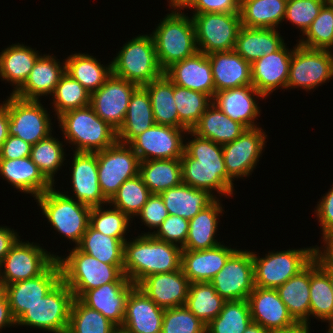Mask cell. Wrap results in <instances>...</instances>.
<instances>
[{
	"label": "cell",
	"mask_w": 333,
	"mask_h": 333,
	"mask_svg": "<svg viewBox=\"0 0 333 333\" xmlns=\"http://www.w3.org/2000/svg\"><path fill=\"white\" fill-rule=\"evenodd\" d=\"M187 134L194 138L185 142L184 154L180 158L182 183L207 190L212 195L216 191L219 197L233 196L234 181L227 175L222 145L191 130Z\"/></svg>",
	"instance_id": "cell-1"
},
{
	"label": "cell",
	"mask_w": 333,
	"mask_h": 333,
	"mask_svg": "<svg viewBox=\"0 0 333 333\" xmlns=\"http://www.w3.org/2000/svg\"><path fill=\"white\" fill-rule=\"evenodd\" d=\"M181 251L176 244L141 234L124 243L123 272L138 285L147 276L177 271L181 268Z\"/></svg>",
	"instance_id": "cell-2"
},
{
	"label": "cell",
	"mask_w": 333,
	"mask_h": 333,
	"mask_svg": "<svg viewBox=\"0 0 333 333\" xmlns=\"http://www.w3.org/2000/svg\"><path fill=\"white\" fill-rule=\"evenodd\" d=\"M68 255L58 256L61 280L70 288L75 298L85 291L111 282H131L123 272V264H106L77 247Z\"/></svg>",
	"instance_id": "cell-3"
},
{
	"label": "cell",
	"mask_w": 333,
	"mask_h": 333,
	"mask_svg": "<svg viewBox=\"0 0 333 333\" xmlns=\"http://www.w3.org/2000/svg\"><path fill=\"white\" fill-rule=\"evenodd\" d=\"M59 128L67 141L75 146L73 152L95 153L117 142V131L103 121L89 105L69 110L57 118Z\"/></svg>",
	"instance_id": "cell-4"
},
{
	"label": "cell",
	"mask_w": 333,
	"mask_h": 333,
	"mask_svg": "<svg viewBox=\"0 0 333 333\" xmlns=\"http://www.w3.org/2000/svg\"><path fill=\"white\" fill-rule=\"evenodd\" d=\"M151 35L163 72L198 51L193 19L181 9H173L166 14Z\"/></svg>",
	"instance_id": "cell-5"
},
{
	"label": "cell",
	"mask_w": 333,
	"mask_h": 333,
	"mask_svg": "<svg viewBox=\"0 0 333 333\" xmlns=\"http://www.w3.org/2000/svg\"><path fill=\"white\" fill-rule=\"evenodd\" d=\"M52 187L34 200L40 207L42 215L51 227L62 237L80 243L89 225L91 207L84 205Z\"/></svg>",
	"instance_id": "cell-6"
},
{
	"label": "cell",
	"mask_w": 333,
	"mask_h": 333,
	"mask_svg": "<svg viewBox=\"0 0 333 333\" xmlns=\"http://www.w3.org/2000/svg\"><path fill=\"white\" fill-rule=\"evenodd\" d=\"M111 61L112 74L144 86L164 74L151 34L138 35L126 42Z\"/></svg>",
	"instance_id": "cell-7"
},
{
	"label": "cell",
	"mask_w": 333,
	"mask_h": 333,
	"mask_svg": "<svg viewBox=\"0 0 333 333\" xmlns=\"http://www.w3.org/2000/svg\"><path fill=\"white\" fill-rule=\"evenodd\" d=\"M314 246L268 251L265 257L252 252L255 286L276 289L297 275L314 259Z\"/></svg>",
	"instance_id": "cell-8"
},
{
	"label": "cell",
	"mask_w": 333,
	"mask_h": 333,
	"mask_svg": "<svg viewBox=\"0 0 333 333\" xmlns=\"http://www.w3.org/2000/svg\"><path fill=\"white\" fill-rule=\"evenodd\" d=\"M73 292L61 280L40 301L31 306L17 321V326H29L50 333H66Z\"/></svg>",
	"instance_id": "cell-9"
},
{
	"label": "cell",
	"mask_w": 333,
	"mask_h": 333,
	"mask_svg": "<svg viewBox=\"0 0 333 333\" xmlns=\"http://www.w3.org/2000/svg\"><path fill=\"white\" fill-rule=\"evenodd\" d=\"M333 51L296 43L290 61L287 89L314 90L333 79Z\"/></svg>",
	"instance_id": "cell-10"
},
{
	"label": "cell",
	"mask_w": 333,
	"mask_h": 333,
	"mask_svg": "<svg viewBox=\"0 0 333 333\" xmlns=\"http://www.w3.org/2000/svg\"><path fill=\"white\" fill-rule=\"evenodd\" d=\"M191 17L198 51L208 55L234 50L242 26L240 13H202Z\"/></svg>",
	"instance_id": "cell-11"
},
{
	"label": "cell",
	"mask_w": 333,
	"mask_h": 333,
	"mask_svg": "<svg viewBox=\"0 0 333 333\" xmlns=\"http://www.w3.org/2000/svg\"><path fill=\"white\" fill-rule=\"evenodd\" d=\"M96 156L100 188L104 197L110 201L126 180L139 175L141 161L128 144L118 141L96 152Z\"/></svg>",
	"instance_id": "cell-12"
},
{
	"label": "cell",
	"mask_w": 333,
	"mask_h": 333,
	"mask_svg": "<svg viewBox=\"0 0 333 333\" xmlns=\"http://www.w3.org/2000/svg\"><path fill=\"white\" fill-rule=\"evenodd\" d=\"M8 113V135L21 138L31 145L53 132L50 114L40 101L24 100L10 94Z\"/></svg>",
	"instance_id": "cell-13"
},
{
	"label": "cell",
	"mask_w": 333,
	"mask_h": 333,
	"mask_svg": "<svg viewBox=\"0 0 333 333\" xmlns=\"http://www.w3.org/2000/svg\"><path fill=\"white\" fill-rule=\"evenodd\" d=\"M19 238L0 262V275L7 285L41 275L59 255Z\"/></svg>",
	"instance_id": "cell-14"
},
{
	"label": "cell",
	"mask_w": 333,
	"mask_h": 333,
	"mask_svg": "<svg viewBox=\"0 0 333 333\" xmlns=\"http://www.w3.org/2000/svg\"><path fill=\"white\" fill-rule=\"evenodd\" d=\"M210 283L225 301L248 299L255 287L252 251L237 249Z\"/></svg>",
	"instance_id": "cell-15"
},
{
	"label": "cell",
	"mask_w": 333,
	"mask_h": 333,
	"mask_svg": "<svg viewBox=\"0 0 333 333\" xmlns=\"http://www.w3.org/2000/svg\"><path fill=\"white\" fill-rule=\"evenodd\" d=\"M186 129L154 124L128 145L141 162L154 159H177L184 154Z\"/></svg>",
	"instance_id": "cell-16"
},
{
	"label": "cell",
	"mask_w": 333,
	"mask_h": 333,
	"mask_svg": "<svg viewBox=\"0 0 333 333\" xmlns=\"http://www.w3.org/2000/svg\"><path fill=\"white\" fill-rule=\"evenodd\" d=\"M267 134L262 127L248 128L234 141L222 145L227 175L236 178L249 177L266 147Z\"/></svg>",
	"instance_id": "cell-17"
},
{
	"label": "cell",
	"mask_w": 333,
	"mask_h": 333,
	"mask_svg": "<svg viewBox=\"0 0 333 333\" xmlns=\"http://www.w3.org/2000/svg\"><path fill=\"white\" fill-rule=\"evenodd\" d=\"M139 86L111 74L105 83L91 93L90 106L116 131L122 126L131 95Z\"/></svg>",
	"instance_id": "cell-18"
},
{
	"label": "cell",
	"mask_w": 333,
	"mask_h": 333,
	"mask_svg": "<svg viewBox=\"0 0 333 333\" xmlns=\"http://www.w3.org/2000/svg\"><path fill=\"white\" fill-rule=\"evenodd\" d=\"M60 281L61 268L56 259L41 275L7 285V298L15 321Z\"/></svg>",
	"instance_id": "cell-19"
},
{
	"label": "cell",
	"mask_w": 333,
	"mask_h": 333,
	"mask_svg": "<svg viewBox=\"0 0 333 333\" xmlns=\"http://www.w3.org/2000/svg\"><path fill=\"white\" fill-rule=\"evenodd\" d=\"M71 165V184L72 195L67 196L74 198L76 201L87 205L91 208L106 206L109 201L104 197L98 181V164L95 153L73 152Z\"/></svg>",
	"instance_id": "cell-20"
},
{
	"label": "cell",
	"mask_w": 333,
	"mask_h": 333,
	"mask_svg": "<svg viewBox=\"0 0 333 333\" xmlns=\"http://www.w3.org/2000/svg\"><path fill=\"white\" fill-rule=\"evenodd\" d=\"M258 98L263 100L265 97L253 85H247L215 92L212 104L246 129L256 128L259 127L256 119L261 113Z\"/></svg>",
	"instance_id": "cell-21"
},
{
	"label": "cell",
	"mask_w": 333,
	"mask_h": 333,
	"mask_svg": "<svg viewBox=\"0 0 333 333\" xmlns=\"http://www.w3.org/2000/svg\"><path fill=\"white\" fill-rule=\"evenodd\" d=\"M293 49L284 44L278 51L263 55L251 64L252 85L265 99L280 87L285 91Z\"/></svg>",
	"instance_id": "cell-22"
},
{
	"label": "cell",
	"mask_w": 333,
	"mask_h": 333,
	"mask_svg": "<svg viewBox=\"0 0 333 333\" xmlns=\"http://www.w3.org/2000/svg\"><path fill=\"white\" fill-rule=\"evenodd\" d=\"M247 300L252 322L267 330L281 331L296 323L276 289L255 286Z\"/></svg>",
	"instance_id": "cell-23"
},
{
	"label": "cell",
	"mask_w": 333,
	"mask_h": 333,
	"mask_svg": "<svg viewBox=\"0 0 333 333\" xmlns=\"http://www.w3.org/2000/svg\"><path fill=\"white\" fill-rule=\"evenodd\" d=\"M137 286L158 306L166 309L185 306L190 282L180 268L147 276Z\"/></svg>",
	"instance_id": "cell-24"
},
{
	"label": "cell",
	"mask_w": 333,
	"mask_h": 333,
	"mask_svg": "<svg viewBox=\"0 0 333 333\" xmlns=\"http://www.w3.org/2000/svg\"><path fill=\"white\" fill-rule=\"evenodd\" d=\"M135 286L132 282H111L85 291L78 299L103 314L115 326H122L127 298Z\"/></svg>",
	"instance_id": "cell-25"
},
{
	"label": "cell",
	"mask_w": 333,
	"mask_h": 333,
	"mask_svg": "<svg viewBox=\"0 0 333 333\" xmlns=\"http://www.w3.org/2000/svg\"><path fill=\"white\" fill-rule=\"evenodd\" d=\"M164 73L175 85L205 93L211 98L215 94L210 60L203 52L197 51L174 63Z\"/></svg>",
	"instance_id": "cell-26"
},
{
	"label": "cell",
	"mask_w": 333,
	"mask_h": 333,
	"mask_svg": "<svg viewBox=\"0 0 333 333\" xmlns=\"http://www.w3.org/2000/svg\"><path fill=\"white\" fill-rule=\"evenodd\" d=\"M236 250L222 243L204 250H182L181 268L190 283L210 282Z\"/></svg>",
	"instance_id": "cell-27"
},
{
	"label": "cell",
	"mask_w": 333,
	"mask_h": 333,
	"mask_svg": "<svg viewBox=\"0 0 333 333\" xmlns=\"http://www.w3.org/2000/svg\"><path fill=\"white\" fill-rule=\"evenodd\" d=\"M56 58L53 54H42L25 83L13 95L20 99L36 101H41L42 96H52L65 73V61L60 63Z\"/></svg>",
	"instance_id": "cell-28"
},
{
	"label": "cell",
	"mask_w": 333,
	"mask_h": 333,
	"mask_svg": "<svg viewBox=\"0 0 333 333\" xmlns=\"http://www.w3.org/2000/svg\"><path fill=\"white\" fill-rule=\"evenodd\" d=\"M163 314L164 308L136 285L127 298L122 327L130 333H161Z\"/></svg>",
	"instance_id": "cell-29"
},
{
	"label": "cell",
	"mask_w": 333,
	"mask_h": 333,
	"mask_svg": "<svg viewBox=\"0 0 333 333\" xmlns=\"http://www.w3.org/2000/svg\"><path fill=\"white\" fill-rule=\"evenodd\" d=\"M207 56L212 68L215 92L252 85L251 64L234 50Z\"/></svg>",
	"instance_id": "cell-30"
},
{
	"label": "cell",
	"mask_w": 333,
	"mask_h": 333,
	"mask_svg": "<svg viewBox=\"0 0 333 333\" xmlns=\"http://www.w3.org/2000/svg\"><path fill=\"white\" fill-rule=\"evenodd\" d=\"M0 175L19 192L30 194L34 199L53 187L30 156L12 160L0 159Z\"/></svg>",
	"instance_id": "cell-31"
},
{
	"label": "cell",
	"mask_w": 333,
	"mask_h": 333,
	"mask_svg": "<svg viewBox=\"0 0 333 333\" xmlns=\"http://www.w3.org/2000/svg\"><path fill=\"white\" fill-rule=\"evenodd\" d=\"M284 42L278 29L241 26L235 41L234 51L252 64L263 55L278 51L286 44Z\"/></svg>",
	"instance_id": "cell-32"
},
{
	"label": "cell",
	"mask_w": 333,
	"mask_h": 333,
	"mask_svg": "<svg viewBox=\"0 0 333 333\" xmlns=\"http://www.w3.org/2000/svg\"><path fill=\"white\" fill-rule=\"evenodd\" d=\"M169 215H177L191 220L217 197L207 190L196 189L185 183L160 193Z\"/></svg>",
	"instance_id": "cell-33"
},
{
	"label": "cell",
	"mask_w": 333,
	"mask_h": 333,
	"mask_svg": "<svg viewBox=\"0 0 333 333\" xmlns=\"http://www.w3.org/2000/svg\"><path fill=\"white\" fill-rule=\"evenodd\" d=\"M41 55L38 50L19 42L0 52V78L14 86L10 94H14L25 83Z\"/></svg>",
	"instance_id": "cell-34"
},
{
	"label": "cell",
	"mask_w": 333,
	"mask_h": 333,
	"mask_svg": "<svg viewBox=\"0 0 333 333\" xmlns=\"http://www.w3.org/2000/svg\"><path fill=\"white\" fill-rule=\"evenodd\" d=\"M222 203L216 198L194 218L189 220V230L182 250H204L213 248L222 242L215 239L219 217L223 214Z\"/></svg>",
	"instance_id": "cell-35"
},
{
	"label": "cell",
	"mask_w": 333,
	"mask_h": 333,
	"mask_svg": "<svg viewBox=\"0 0 333 333\" xmlns=\"http://www.w3.org/2000/svg\"><path fill=\"white\" fill-rule=\"evenodd\" d=\"M154 124L149 94L143 86H139L131 95L125 120L117 131V141L129 144Z\"/></svg>",
	"instance_id": "cell-36"
},
{
	"label": "cell",
	"mask_w": 333,
	"mask_h": 333,
	"mask_svg": "<svg viewBox=\"0 0 333 333\" xmlns=\"http://www.w3.org/2000/svg\"><path fill=\"white\" fill-rule=\"evenodd\" d=\"M280 299L296 322L310 320V263L276 288Z\"/></svg>",
	"instance_id": "cell-37"
},
{
	"label": "cell",
	"mask_w": 333,
	"mask_h": 333,
	"mask_svg": "<svg viewBox=\"0 0 333 333\" xmlns=\"http://www.w3.org/2000/svg\"><path fill=\"white\" fill-rule=\"evenodd\" d=\"M245 129L241 123L232 120L211 104L191 131L202 138L224 145L238 138Z\"/></svg>",
	"instance_id": "cell-38"
},
{
	"label": "cell",
	"mask_w": 333,
	"mask_h": 333,
	"mask_svg": "<svg viewBox=\"0 0 333 333\" xmlns=\"http://www.w3.org/2000/svg\"><path fill=\"white\" fill-rule=\"evenodd\" d=\"M287 0H241V25L277 29L284 21Z\"/></svg>",
	"instance_id": "cell-39"
},
{
	"label": "cell",
	"mask_w": 333,
	"mask_h": 333,
	"mask_svg": "<svg viewBox=\"0 0 333 333\" xmlns=\"http://www.w3.org/2000/svg\"><path fill=\"white\" fill-rule=\"evenodd\" d=\"M65 72L92 93L105 83L112 74V68L111 62L104 66L92 55L74 53L65 59Z\"/></svg>",
	"instance_id": "cell-40"
},
{
	"label": "cell",
	"mask_w": 333,
	"mask_h": 333,
	"mask_svg": "<svg viewBox=\"0 0 333 333\" xmlns=\"http://www.w3.org/2000/svg\"><path fill=\"white\" fill-rule=\"evenodd\" d=\"M322 322L333 320V293L329 269L315 258L310 262V317Z\"/></svg>",
	"instance_id": "cell-41"
},
{
	"label": "cell",
	"mask_w": 333,
	"mask_h": 333,
	"mask_svg": "<svg viewBox=\"0 0 333 333\" xmlns=\"http://www.w3.org/2000/svg\"><path fill=\"white\" fill-rule=\"evenodd\" d=\"M139 175L151 194H160L182 183L180 158L140 162Z\"/></svg>",
	"instance_id": "cell-42"
},
{
	"label": "cell",
	"mask_w": 333,
	"mask_h": 333,
	"mask_svg": "<svg viewBox=\"0 0 333 333\" xmlns=\"http://www.w3.org/2000/svg\"><path fill=\"white\" fill-rule=\"evenodd\" d=\"M143 87L150 97L155 124L179 128V116L173 96V82L164 73Z\"/></svg>",
	"instance_id": "cell-43"
},
{
	"label": "cell",
	"mask_w": 333,
	"mask_h": 333,
	"mask_svg": "<svg viewBox=\"0 0 333 333\" xmlns=\"http://www.w3.org/2000/svg\"><path fill=\"white\" fill-rule=\"evenodd\" d=\"M126 241L107 236L88 225L76 247L103 263L123 264L124 243Z\"/></svg>",
	"instance_id": "cell-44"
},
{
	"label": "cell",
	"mask_w": 333,
	"mask_h": 333,
	"mask_svg": "<svg viewBox=\"0 0 333 333\" xmlns=\"http://www.w3.org/2000/svg\"><path fill=\"white\" fill-rule=\"evenodd\" d=\"M225 300L210 282L190 283L185 306L205 325L221 312Z\"/></svg>",
	"instance_id": "cell-45"
},
{
	"label": "cell",
	"mask_w": 333,
	"mask_h": 333,
	"mask_svg": "<svg viewBox=\"0 0 333 333\" xmlns=\"http://www.w3.org/2000/svg\"><path fill=\"white\" fill-rule=\"evenodd\" d=\"M173 96L179 116V128L186 130H192L212 104L209 95L175 84H173Z\"/></svg>",
	"instance_id": "cell-46"
},
{
	"label": "cell",
	"mask_w": 333,
	"mask_h": 333,
	"mask_svg": "<svg viewBox=\"0 0 333 333\" xmlns=\"http://www.w3.org/2000/svg\"><path fill=\"white\" fill-rule=\"evenodd\" d=\"M64 145L63 141H59L52 134L32 145L31 160L53 186L56 183L54 176L60 168L62 169L63 162L66 160Z\"/></svg>",
	"instance_id": "cell-47"
},
{
	"label": "cell",
	"mask_w": 333,
	"mask_h": 333,
	"mask_svg": "<svg viewBox=\"0 0 333 333\" xmlns=\"http://www.w3.org/2000/svg\"><path fill=\"white\" fill-rule=\"evenodd\" d=\"M251 322L247 299L226 301L219 315L206 325V333H244Z\"/></svg>",
	"instance_id": "cell-48"
},
{
	"label": "cell",
	"mask_w": 333,
	"mask_h": 333,
	"mask_svg": "<svg viewBox=\"0 0 333 333\" xmlns=\"http://www.w3.org/2000/svg\"><path fill=\"white\" fill-rule=\"evenodd\" d=\"M52 98V112H55L56 119V116L58 118L69 110L89 106L91 93L65 72L56 85Z\"/></svg>",
	"instance_id": "cell-49"
},
{
	"label": "cell",
	"mask_w": 333,
	"mask_h": 333,
	"mask_svg": "<svg viewBox=\"0 0 333 333\" xmlns=\"http://www.w3.org/2000/svg\"><path fill=\"white\" fill-rule=\"evenodd\" d=\"M150 195L151 193L144 184L142 177L137 175L132 179L126 180L119 187L108 205L121 210L133 220L140 213Z\"/></svg>",
	"instance_id": "cell-50"
},
{
	"label": "cell",
	"mask_w": 333,
	"mask_h": 333,
	"mask_svg": "<svg viewBox=\"0 0 333 333\" xmlns=\"http://www.w3.org/2000/svg\"><path fill=\"white\" fill-rule=\"evenodd\" d=\"M115 327L103 314L74 298L66 333H111Z\"/></svg>",
	"instance_id": "cell-51"
},
{
	"label": "cell",
	"mask_w": 333,
	"mask_h": 333,
	"mask_svg": "<svg viewBox=\"0 0 333 333\" xmlns=\"http://www.w3.org/2000/svg\"><path fill=\"white\" fill-rule=\"evenodd\" d=\"M132 221L125 213L114 207L111 209L110 207L105 209V206L93 207L89 216V225L93 229L118 240H128L125 236L129 232L126 231H129Z\"/></svg>",
	"instance_id": "cell-52"
},
{
	"label": "cell",
	"mask_w": 333,
	"mask_h": 333,
	"mask_svg": "<svg viewBox=\"0 0 333 333\" xmlns=\"http://www.w3.org/2000/svg\"><path fill=\"white\" fill-rule=\"evenodd\" d=\"M301 36L302 38L297 42L301 46L333 51V7L325 4Z\"/></svg>",
	"instance_id": "cell-53"
},
{
	"label": "cell",
	"mask_w": 333,
	"mask_h": 333,
	"mask_svg": "<svg viewBox=\"0 0 333 333\" xmlns=\"http://www.w3.org/2000/svg\"><path fill=\"white\" fill-rule=\"evenodd\" d=\"M161 333H206V325L186 306L166 308Z\"/></svg>",
	"instance_id": "cell-54"
},
{
	"label": "cell",
	"mask_w": 333,
	"mask_h": 333,
	"mask_svg": "<svg viewBox=\"0 0 333 333\" xmlns=\"http://www.w3.org/2000/svg\"><path fill=\"white\" fill-rule=\"evenodd\" d=\"M325 4V0H287L284 21L296 25L303 35Z\"/></svg>",
	"instance_id": "cell-55"
},
{
	"label": "cell",
	"mask_w": 333,
	"mask_h": 333,
	"mask_svg": "<svg viewBox=\"0 0 333 333\" xmlns=\"http://www.w3.org/2000/svg\"><path fill=\"white\" fill-rule=\"evenodd\" d=\"M189 230V220L177 215H168L155 232L142 233L152 235L155 239L176 244L181 248L185 245Z\"/></svg>",
	"instance_id": "cell-56"
},
{
	"label": "cell",
	"mask_w": 333,
	"mask_h": 333,
	"mask_svg": "<svg viewBox=\"0 0 333 333\" xmlns=\"http://www.w3.org/2000/svg\"><path fill=\"white\" fill-rule=\"evenodd\" d=\"M168 215L167 208L160 194H151L137 216H140L139 219L144 225L150 230L154 229L153 232H155V229L163 223Z\"/></svg>",
	"instance_id": "cell-57"
},
{
	"label": "cell",
	"mask_w": 333,
	"mask_h": 333,
	"mask_svg": "<svg viewBox=\"0 0 333 333\" xmlns=\"http://www.w3.org/2000/svg\"><path fill=\"white\" fill-rule=\"evenodd\" d=\"M241 0H192L185 8L202 13H240Z\"/></svg>",
	"instance_id": "cell-58"
},
{
	"label": "cell",
	"mask_w": 333,
	"mask_h": 333,
	"mask_svg": "<svg viewBox=\"0 0 333 333\" xmlns=\"http://www.w3.org/2000/svg\"><path fill=\"white\" fill-rule=\"evenodd\" d=\"M314 211L320 222L322 236L333 233V185L325 195L323 194Z\"/></svg>",
	"instance_id": "cell-59"
},
{
	"label": "cell",
	"mask_w": 333,
	"mask_h": 333,
	"mask_svg": "<svg viewBox=\"0 0 333 333\" xmlns=\"http://www.w3.org/2000/svg\"><path fill=\"white\" fill-rule=\"evenodd\" d=\"M32 145L21 138L8 135L0 148V159H19L29 157Z\"/></svg>",
	"instance_id": "cell-60"
},
{
	"label": "cell",
	"mask_w": 333,
	"mask_h": 333,
	"mask_svg": "<svg viewBox=\"0 0 333 333\" xmlns=\"http://www.w3.org/2000/svg\"><path fill=\"white\" fill-rule=\"evenodd\" d=\"M323 247L314 246V258L324 267L333 269V233L322 236ZM322 251H321V250Z\"/></svg>",
	"instance_id": "cell-61"
},
{
	"label": "cell",
	"mask_w": 333,
	"mask_h": 333,
	"mask_svg": "<svg viewBox=\"0 0 333 333\" xmlns=\"http://www.w3.org/2000/svg\"><path fill=\"white\" fill-rule=\"evenodd\" d=\"M14 229L7 226H0V262L9 252L10 248L16 243L20 238Z\"/></svg>",
	"instance_id": "cell-62"
},
{
	"label": "cell",
	"mask_w": 333,
	"mask_h": 333,
	"mask_svg": "<svg viewBox=\"0 0 333 333\" xmlns=\"http://www.w3.org/2000/svg\"><path fill=\"white\" fill-rule=\"evenodd\" d=\"M16 326V321L12 316L8 298L5 300L0 301V331L2 332L3 328Z\"/></svg>",
	"instance_id": "cell-63"
},
{
	"label": "cell",
	"mask_w": 333,
	"mask_h": 333,
	"mask_svg": "<svg viewBox=\"0 0 333 333\" xmlns=\"http://www.w3.org/2000/svg\"><path fill=\"white\" fill-rule=\"evenodd\" d=\"M2 104L0 103V148L4 141L8 138V98Z\"/></svg>",
	"instance_id": "cell-64"
},
{
	"label": "cell",
	"mask_w": 333,
	"mask_h": 333,
	"mask_svg": "<svg viewBox=\"0 0 333 333\" xmlns=\"http://www.w3.org/2000/svg\"><path fill=\"white\" fill-rule=\"evenodd\" d=\"M311 322H296L293 326L272 333H310Z\"/></svg>",
	"instance_id": "cell-65"
},
{
	"label": "cell",
	"mask_w": 333,
	"mask_h": 333,
	"mask_svg": "<svg viewBox=\"0 0 333 333\" xmlns=\"http://www.w3.org/2000/svg\"><path fill=\"white\" fill-rule=\"evenodd\" d=\"M244 333H272V331L265 329L258 323L251 322Z\"/></svg>",
	"instance_id": "cell-66"
},
{
	"label": "cell",
	"mask_w": 333,
	"mask_h": 333,
	"mask_svg": "<svg viewBox=\"0 0 333 333\" xmlns=\"http://www.w3.org/2000/svg\"><path fill=\"white\" fill-rule=\"evenodd\" d=\"M192 0H169V7L171 9H185V7L191 2Z\"/></svg>",
	"instance_id": "cell-67"
},
{
	"label": "cell",
	"mask_w": 333,
	"mask_h": 333,
	"mask_svg": "<svg viewBox=\"0 0 333 333\" xmlns=\"http://www.w3.org/2000/svg\"><path fill=\"white\" fill-rule=\"evenodd\" d=\"M7 298V283L0 275V301Z\"/></svg>",
	"instance_id": "cell-68"
},
{
	"label": "cell",
	"mask_w": 333,
	"mask_h": 333,
	"mask_svg": "<svg viewBox=\"0 0 333 333\" xmlns=\"http://www.w3.org/2000/svg\"><path fill=\"white\" fill-rule=\"evenodd\" d=\"M111 333H130L127 329L122 326H116Z\"/></svg>",
	"instance_id": "cell-69"
},
{
	"label": "cell",
	"mask_w": 333,
	"mask_h": 333,
	"mask_svg": "<svg viewBox=\"0 0 333 333\" xmlns=\"http://www.w3.org/2000/svg\"><path fill=\"white\" fill-rule=\"evenodd\" d=\"M329 279H330L331 290L333 293V269H329Z\"/></svg>",
	"instance_id": "cell-70"
},
{
	"label": "cell",
	"mask_w": 333,
	"mask_h": 333,
	"mask_svg": "<svg viewBox=\"0 0 333 333\" xmlns=\"http://www.w3.org/2000/svg\"><path fill=\"white\" fill-rule=\"evenodd\" d=\"M328 331L326 333H333V320L328 323Z\"/></svg>",
	"instance_id": "cell-71"
},
{
	"label": "cell",
	"mask_w": 333,
	"mask_h": 333,
	"mask_svg": "<svg viewBox=\"0 0 333 333\" xmlns=\"http://www.w3.org/2000/svg\"><path fill=\"white\" fill-rule=\"evenodd\" d=\"M325 2L328 6L333 7V0H325Z\"/></svg>",
	"instance_id": "cell-72"
}]
</instances>
